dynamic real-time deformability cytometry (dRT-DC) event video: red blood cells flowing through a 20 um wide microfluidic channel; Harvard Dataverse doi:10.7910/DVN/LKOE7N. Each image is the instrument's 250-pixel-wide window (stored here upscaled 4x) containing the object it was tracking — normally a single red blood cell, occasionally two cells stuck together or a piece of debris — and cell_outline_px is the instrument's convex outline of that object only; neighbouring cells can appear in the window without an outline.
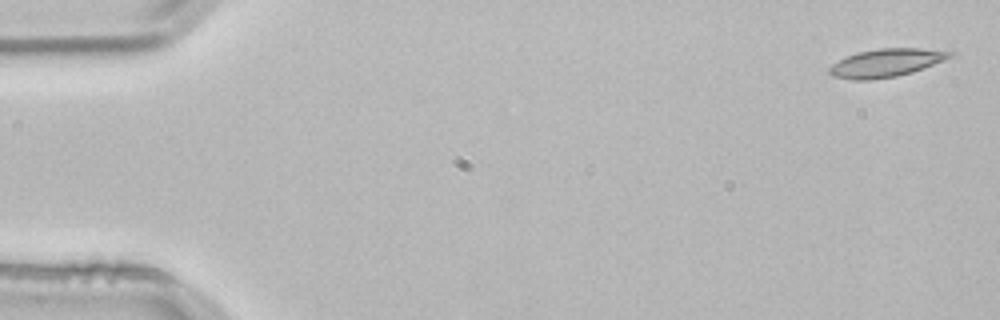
{"species": "common noctule bat (a hibernating species)", "species_latin": "Nyctalus noctula", "temperature_condition": "room temperature", "stored_images_in_passage": 3, "camera_frame_rate_fps": 3000, "um_per_image_px": 0.085, "animal": {"sex": "male", "body_mass_g": 21.5, "forearm_length_mm": 52.0}, "frame": {"image": 1, "passage_image": 1, "time_ms": 0.0, "image_size_px": [1000, 320], "cell_outline_px": [[956, 52], [952, 56], [944, 60], [912, 72], [896, 76], [872, 80], [852, 80], [832, 76], [828, 72], [828, 68], [832, 64], [856, 52], [880, 48], [920, 48]], "centroid_in_image_um": [75.3, 5.34], "position_along_channel_um": 9.7, "area_um2": 19.71}}